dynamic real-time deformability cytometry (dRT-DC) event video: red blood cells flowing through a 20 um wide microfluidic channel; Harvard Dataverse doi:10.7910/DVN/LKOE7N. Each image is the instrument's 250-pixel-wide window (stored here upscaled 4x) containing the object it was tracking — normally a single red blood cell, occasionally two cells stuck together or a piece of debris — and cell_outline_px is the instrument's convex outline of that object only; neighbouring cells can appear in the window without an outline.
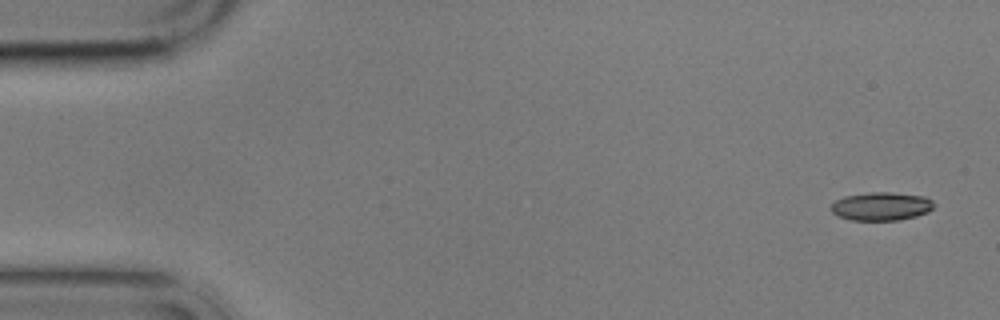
{"species": "common noctule bat (a hibernating species)", "species_latin": "Nyctalus noctula", "temperature_condition": "cold", "stored_images_in_passage": 6, "camera_frame_rate_fps": 3000, "um_per_image_px": 0.085, "animal": {"sex": "male", "body_mass_g": 17.9}, "frame": {"image": 1, "passage_image": 1, "time_ms": 0.0, "image_size_px": [1000, 320], "cell_outline_px": [[936, 204], [928, 212], [916, 216], [900, 220], [852, 220], [840, 216], [832, 212], [828, 208], [836, 200], [844, 196], [872, 192], [892, 192], [924, 196], [932, 200]], "centroid_in_image_um": [74.92, 17.53], "position_along_channel_um": 10.1, "area_um2": 17.05}}
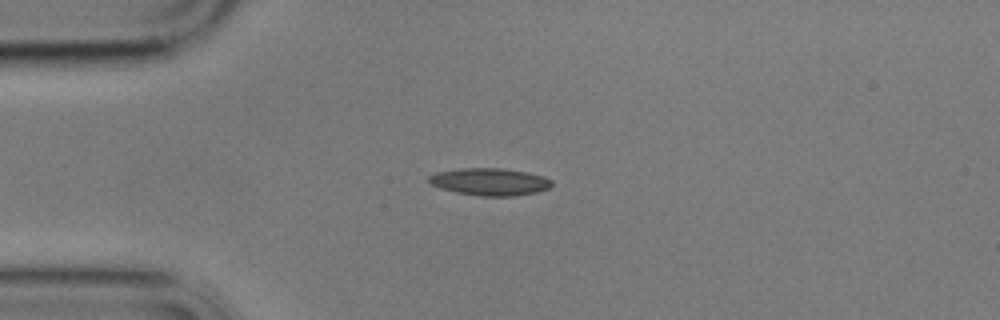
{"frame": {"image": 2, "passage_image": 4, "time_ms": 3.667, "image_size_px": [1000, 320], "cell_outline_px": [[552, 184], [548, 188], [536, 192], [516, 196], [480, 196], [456, 192], [440, 188], [432, 184], [428, 180], [428, 176], [436, 172], [460, 168], [504, 168], [528, 172], [544, 176], [552, 180]], "centroid_in_image_um": [41.64, 15.44], "position_along_channel_um": 43.4, "area_um2": 19.65}}
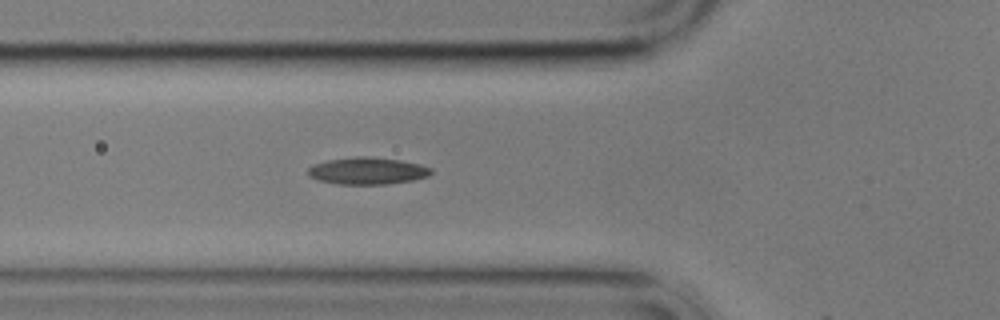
{"frame": {"image": 3, "passage_image": 6, "time_ms": 5.667, "image_size_px": [1000, 320], "cell_outline_px": [[432, 172], [428, 176], [412, 180], [388, 184], [340, 184], [320, 180], [308, 176], [308, 168], [316, 164], [328, 160], [352, 156], [368, 156], [400, 160], [420, 164], [432, 168]], "centroid_in_image_um": [31.25, 14.51], "position_along_channel_um": 94.5, "area_um2": 19.31}}